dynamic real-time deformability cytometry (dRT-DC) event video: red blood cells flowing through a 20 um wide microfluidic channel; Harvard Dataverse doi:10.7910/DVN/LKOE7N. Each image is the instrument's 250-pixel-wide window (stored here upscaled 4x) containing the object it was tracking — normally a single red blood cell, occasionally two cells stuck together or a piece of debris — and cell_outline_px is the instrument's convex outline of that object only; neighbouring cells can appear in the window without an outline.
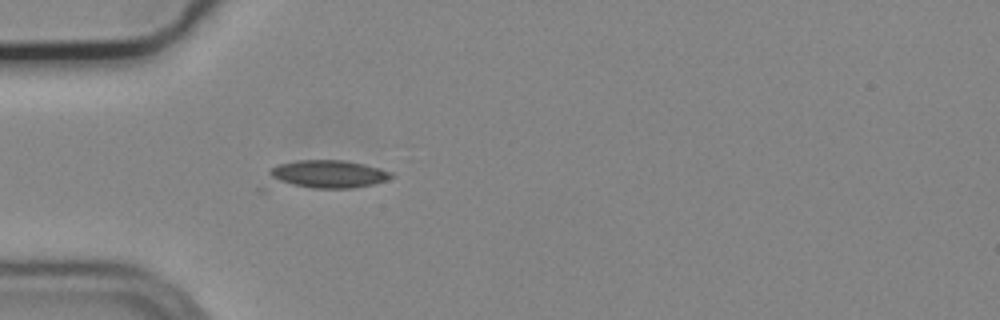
{"species": "common noctule bat (a hibernating species)", "species_latin": "Nyctalus noctula", "temperature_condition": "cold", "stored_images_in_passage": 4, "camera_frame_rate_fps": 3000, "um_per_image_px": 0.085, "animal": {"sex": "male", "body_mass_g": 19.2, "forearm_length_mm": 51.8}, "frame": {"image": 1, "passage_image": 4, "time_ms": 1.0, "image_size_px": [1000, 320], "cell_outline_px": [[396, 176], [388, 180], [372, 184], [352, 188], [264, 192], [260, 192], [256, 188], [268, 172], [272, 168], [280, 164], [300, 160], [344, 160], [364, 164], [380, 168], [392, 172]], "centroid_in_image_um": [27.33, 14.95], "position_along_channel_um": 57.7, "area_um2": 23.29}}